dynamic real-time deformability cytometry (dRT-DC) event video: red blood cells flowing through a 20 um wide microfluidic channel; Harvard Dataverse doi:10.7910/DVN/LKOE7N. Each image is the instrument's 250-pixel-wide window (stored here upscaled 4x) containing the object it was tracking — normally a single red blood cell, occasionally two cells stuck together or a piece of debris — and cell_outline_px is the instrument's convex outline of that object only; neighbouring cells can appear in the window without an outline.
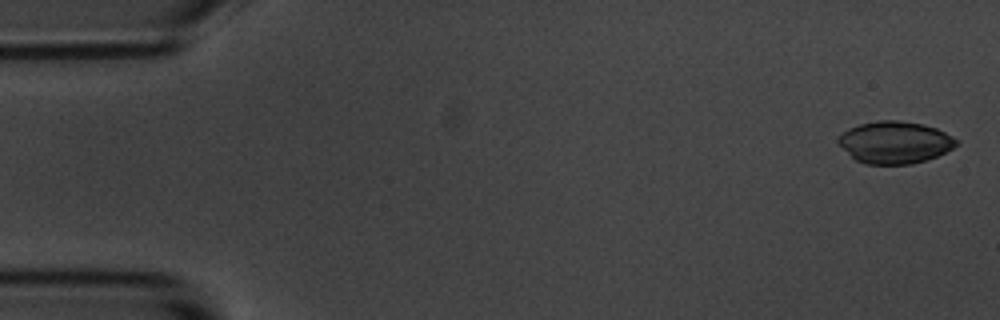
{"species": "common noctule bat (a hibernating species)", "species_latin": "Nyctalus noctula", "temperature_condition": "room temperature", "stored_images_in_passage": 56, "camera_frame_rate_fps": 3000, "um_per_image_px": 0.085, "animal": {"sex": "male", "body_mass_g": 20.1, "forearm_length_mm": 53.5}, "frame": {"image": 1, "passage_image": 1, "time_ms": 0.0, "image_size_px": [1000, 320], "cell_outline_px": [[960, 140], [952, 148], [936, 156], [912, 164], [864, 164], [856, 160], [836, 140], [848, 128], [860, 124], [880, 120], [900, 120], [920, 124], [936, 128]], "centroid_in_image_um": [76.07, 12.1], "position_along_channel_um": 8.9, "area_um2": 28.61}}
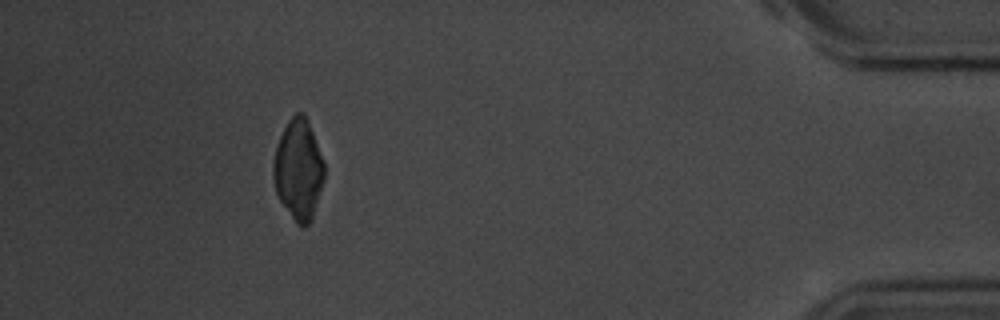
{"frame": {"image": 2, "passage_image": 51, "time_ms": 16.667, "image_size_px": [1000, 320], "cell_outline_px": [[324, 180], [312, 220], [304, 228], [296, 224], [280, 200], [276, 192], [272, 176], [272, 160], [276, 144], [288, 120], [296, 112], [304, 112], [308, 120], [324, 164]], "centroid_in_image_um": [25.35, 14.42], "position_along_channel_um": 409.9, "area_um2": 30.06}}